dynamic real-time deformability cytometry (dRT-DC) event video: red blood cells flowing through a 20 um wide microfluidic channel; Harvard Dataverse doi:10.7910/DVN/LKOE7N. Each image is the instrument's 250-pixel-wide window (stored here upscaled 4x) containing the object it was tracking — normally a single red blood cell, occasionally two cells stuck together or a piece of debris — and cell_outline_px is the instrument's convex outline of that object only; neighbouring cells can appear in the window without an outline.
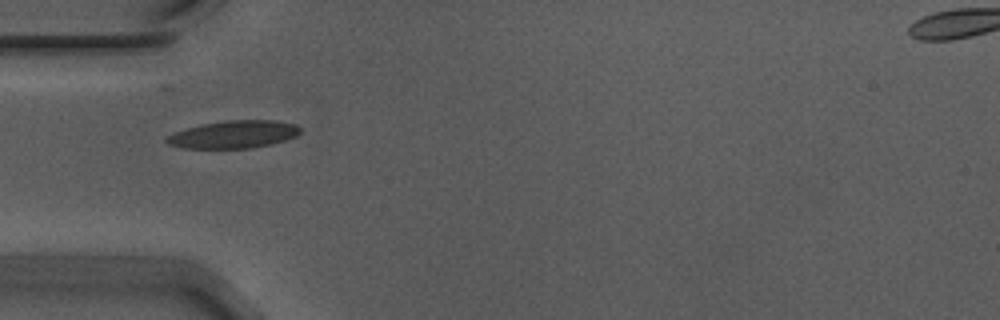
{"species": "Egyptian fruit bat (a non-hibernating species)", "species_latin": "Rousettus aegyptiacus", "temperature_condition": "warm", "stored_images_in_passage": 37, "camera_frame_rate_fps": 3000, "um_per_image_px": 0.085, "animal": {"sex": "male"}, "frame": {"image": 1, "passage_image": 1, "time_ms": 0.0, "image_size_px": [1000, 320], "cell_outline_px": [[300, 132], [296, 136], [272, 144], [252, 148], [184, 148], [168, 144], [164, 140], [164, 136], [172, 132], [200, 124], [224, 120], [276, 120], [296, 124], [300, 128]], "centroid_in_image_um": [19.81, 11.42], "position_along_channel_um": 65.2, "area_um2": 21.79}}
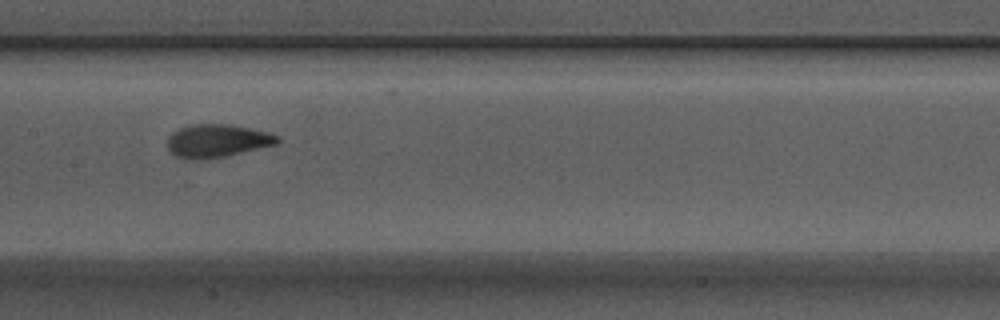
{"frame": {"image": 2, "passage_image": 11, "time_ms": 3.333, "image_size_px": [1000, 320], "cell_outline_px": [[280, 140], [276, 144], [224, 156], [196, 160], [192, 160], [176, 156], [168, 148], [168, 136], [172, 132], [180, 128], [192, 124], [232, 124], [268, 132], [280, 136]], "centroid_in_image_um": [18.45, 11.95], "position_along_channel_um": 188.9, "area_um2": 21.04}}
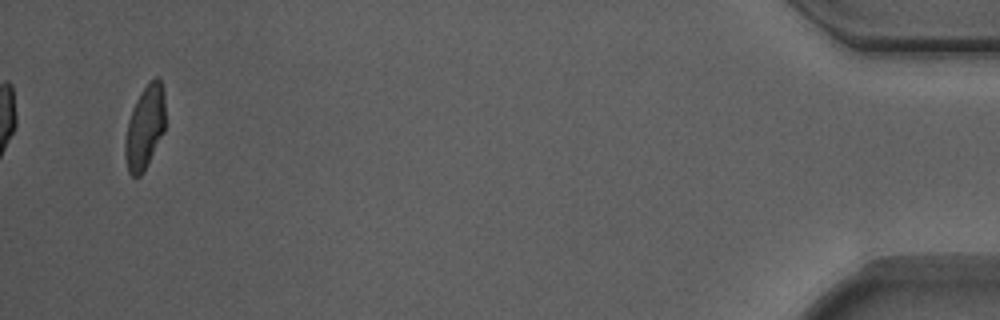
{"frame": {"image": 3, "passage_image": 37, "time_ms": 12.0, "image_size_px": [1000, 320], "cell_outline_px": [[164, 132], [144, 172], [136, 180], [128, 172], [124, 156], [124, 140], [128, 120], [132, 108], [140, 92], [156, 76], [160, 76], [164, 92]], "centroid_in_image_um": [12.29, 10.86], "position_along_channel_um": 422.9, "area_um2": 19.88}, "authors_computed_cell_mechanics": {"area_um2": 20.5768, "velocity_mm_per_s": 3.7109, "shape_relaxation_time_tau1_ms": 5.4431, "shape_relaxation_time_tau2_ms": 1.2763, "deformation_change_tau1": 0.1972, "deformation_change_tau2": 0.0744}}